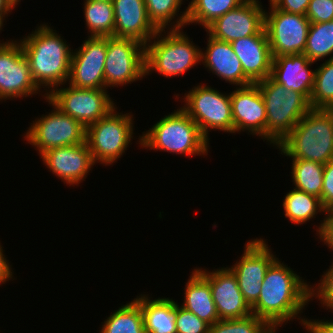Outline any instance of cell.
I'll list each match as a JSON object with an SVG mask.
<instances>
[{
    "label": "cell",
    "instance_id": "1",
    "mask_svg": "<svg viewBox=\"0 0 333 333\" xmlns=\"http://www.w3.org/2000/svg\"><path fill=\"white\" fill-rule=\"evenodd\" d=\"M306 282L277 258L265 274L259 298L251 306L252 314L276 332L294 318L304 326L306 319L300 314L311 301V285Z\"/></svg>",
    "mask_w": 333,
    "mask_h": 333
},
{
    "label": "cell",
    "instance_id": "2",
    "mask_svg": "<svg viewBox=\"0 0 333 333\" xmlns=\"http://www.w3.org/2000/svg\"><path fill=\"white\" fill-rule=\"evenodd\" d=\"M61 37L45 23L38 25L35 31L19 41L34 82L40 89L45 90L42 96L44 98H47V94L54 88L66 84L69 79L73 49L71 50L70 44Z\"/></svg>",
    "mask_w": 333,
    "mask_h": 333
},
{
    "label": "cell",
    "instance_id": "3",
    "mask_svg": "<svg viewBox=\"0 0 333 333\" xmlns=\"http://www.w3.org/2000/svg\"><path fill=\"white\" fill-rule=\"evenodd\" d=\"M277 147L291 159L325 165L333 158L332 110L311 108Z\"/></svg>",
    "mask_w": 333,
    "mask_h": 333
},
{
    "label": "cell",
    "instance_id": "4",
    "mask_svg": "<svg viewBox=\"0 0 333 333\" xmlns=\"http://www.w3.org/2000/svg\"><path fill=\"white\" fill-rule=\"evenodd\" d=\"M138 142L142 148L184 154L187 157L207 155L210 146L198 125L182 108L161 118L139 136Z\"/></svg>",
    "mask_w": 333,
    "mask_h": 333
},
{
    "label": "cell",
    "instance_id": "5",
    "mask_svg": "<svg viewBox=\"0 0 333 333\" xmlns=\"http://www.w3.org/2000/svg\"><path fill=\"white\" fill-rule=\"evenodd\" d=\"M201 51L182 28L159 30L145 45V75L152 71L167 78L183 75L201 63Z\"/></svg>",
    "mask_w": 333,
    "mask_h": 333
},
{
    "label": "cell",
    "instance_id": "6",
    "mask_svg": "<svg viewBox=\"0 0 333 333\" xmlns=\"http://www.w3.org/2000/svg\"><path fill=\"white\" fill-rule=\"evenodd\" d=\"M255 84L266 108V140L277 148L311 109L309 100L298 91L285 89L270 77Z\"/></svg>",
    "mask_w": 333,
    "mask_h": 333
},
{
    "label": "cell",
    "instance_id": "7",
    "mask_svg": "<svg viewBox=\"0 0 333 333\" xmlns=\"http://www.w3.org/2000/svg\"><path fill=\"white\" fill-rule=\"evenodd\" d=\"M113 108L100 120L86 127L85 141L95 163L113 165L123 156L134 134L133 115Z\"/></svg>",
    "mask_w": 333,
    "mask_h": 333
},
{
    "label": "cell",
    "instance_id": "8",
    "mask_svg": "<svg viewBox=\"0 0 333 333\" xmlns=\"http://www.w3.org/2000/svg\"><path fill=\"white\" fill-rule=\"evenodd\" d=\"M183 99L185 104L181 108L193 119L208 140L210 129L233 134L230 93L224 94L201 83L185 93Z\"/></svg>",
    "mask_w": 333,
    "mask_h": 333
},
{
    "label": "cell",
    "instance_id": "9",
    "mask_svg": "<svg viewBox=\"0 0 333 333\" xmlns=\"http://www.w3.org/2000/svg\"><path fill=\"white\" fill-rule=\"evenodd\" d=\"M45 100L54 109L35 119L24 135L26 141L37 148L39 155L51 148L85 142L86 128L70 115L62 113L47 98Z\"/></svg>",
    "mask_w": 333,
    "mask_h": 333
},
{
    "label": "cell",
    "instance_id": "10",
    "mask_svg": "<svg viewBox=\"0 0 333 333\" xmlns=\"http://www.w3.org/2000/svg\"><path fill=\"white\" fill-rule=\"evenodd\" d=\"M105 89L142 80L145 75V45L131 38L107 37L104 65Z\"/></svg>",
    "mask_w": 333,
    "mask_h": 333
},
{
    "label": "cell",
    "instance_id": "11",
    "mask_svg": "<svg viewBox=\"0 0 333 333\" xmlns=\"http://www.w3.org/2000/svg\"><path fill=\"white\" fill-rule=\"evenodd\" d=\"M107 89H85L69 85L65 88L56 87L47 99L62 113L70 115L85 128L107 115L115 103Z\"/></svg>",
    "mask_w": 333,
    "mask_h": 333
},
{
    "label": "cell",
    "instance_id": "12",
    "mask_svg": "<svg viewBox=\"0 0 333 333\" xmlns=\"http://www.w3.org/2000/svg\"><path fill=\"white\" fill-rule=\"evenodd\" d=\"M269 11L264 14V29L272 56L303 53L310 26L308 18L284 12L273 4H270Z\"/></svg>",
    "mask_w": 333,
    "mask_h": 333
},
{
    "label": "cell",
    "instance_id": "13",
    "mask_svg": "<svg viewBox=\"0 0 333 333\" xmlns=\"http://www.w3.org/2000/svg\"><path fill=\"white\" fill-rule=\"evenodd\" d=\"M39 91V92H38ZM40 93L18 40L0 43V101ZM6 99V100H5Z\"/></svg>",
    "mask_w": 333,
    "mask_h": 333
},
{
    "label": "cell",
    "instance_id": "14",
    "mask_svg": "<svg viewBox=\"0 0 333 333\" xmlns=\"http://www.w3.org/2000/svg\"><path fill=\"white\" fill-rule=\"evenodd\" d=\"M268 246L262 238L251 239L245 244L239 261L228 267L236 276L239 289L250 307L258 300L265 274L277 259Z\"/></svg>",
    "mask_w": 333,
    "mask_h": 333
},
{
    "label": "cell",
    "instance_id": "15",
    "mask_svg": "<svg viewBox=\"0 0 333 333\" xmlns=\"http://www.w3.org/2000/svg\"><path fill=\"white\" fill-rule=\"evenodd\" d=\"M107 37H89L72 51L68 85L85 89H105L104 65Z\"/></svg>",
    "mask_w": 333,
    "mask_h": 333
},
{
    "label": "cell",
    "instance_id": "16",
    "mask_svg": "<svg viewBox=\"0 0 333 333\" xmlns=\"http://www.w3.org/2000/svg\"><path fill=\"white\" fill-rule=\"evenodd\" d=\"M264 14L265 9L259 0H245L237 8L217 18L205 31L217 40L231 43L259 34L264 29Z\"/></svg>",
    "mask_w": 333,
    "mask_h": 333
},
{
    "label": "cell",
    "instance_id": "17",
    "mask_svg": "<svg viewBox=\"0 0 333 333\" xmlns=\"http://www.w3.org/2000/svg\"><path fill=\"white\" fill-rule=\"evenodd\" d=\"M196 270L209 282L219 320L240 319L252 314L251 307L244 300L236 276L228 267L212 272Z\"/></svg>",
    "mask_w": 333,
    "mask_h": 333
},
{
    "label": "cell",
    "instance_id": "18",
    "mask_svg": "<svg viewBox=\"0 0 333 333\" xmlns=\"http://www.w3.org/2000/svg\"><path fill=\"white\" fill-rule=\"evenodd\" d=\"M40 156L49 171L69 186H77L81 181H85L95 164L86 141L72 146L51 148Z\"/></svg>",
    "mask_w": 333,
    "mask_h": 333
},
{
    "label": "cell",
    "instance_id": "19",
    "mask_svg": "<svg viewBox=\"0 0 333 333\" xmlns=\"http://www.w3.org/2000/svg\"><path fill=\"white\" fill-rule=\"evenodd\" d=\"M230 93L233 133L248 131L266 140V108L259 87H236Z\"/></svg>",
    "mask_w": 333,
    "mask_h": 333
},
{
    "label": "cell",
    "instance_id": "20",
    "mask_svg": "<svg viewBox=\"0 0 333 333\" xmlns=\"http://www.w3.org/2000/svg\"><path fill=\"white\" fill-rule=\"evenodd\" d=\"M231 47L241 62L245 76L253 84L270 77L273 56L265 29L259 34L232 41Z\"/></svg>",
    "mask_w": 333,
    "mask_h": 333
},
{
    "label": "cell",
    "instance_id": "21",
    "mask_svg": "<svg viewBox=\"0 0 333 333\" xmlns=\"http://www.w3.org/2000/svg\"><path fill=\"white\" fill-rule=\"evenodd\" d=\"M114 37L131 38L146 45L158 30L150 22L144 0H113Z\"/></svg>",
    "mask_w": 333,
    "mask_h": 333
},
{
    "label": "cell",
    "instance_id": "22",
    "mask_svg": "<svg viewBox=\"0 0 333 333\" xmlns=\"http://www.w3.org/2000/svg\"><path fill=\"white\" fill-rule=\"evenodd\" d=\"M311 62L304 53L273 57L270 78L285 89L302 93L311 98L316 70H310Z\"/></svg>",
    "mask_w": 333,
    "mask_h": 333
},
{
    "label": "cell",
    "instance_id": "23",
    "mask_svg": "<svg viewBox=\"0 0 333 333\" xmlns=\"http://www.w3.org/2000/svg\"><path fill=\"white\" fill-rule=\"evenodd\" d=\"M207 47L201 51V62L226 83L245 87L253 84L244 74L241 62L234 53L231 43L220 41L208 33Z\"/></svg>",
    "mask_w": 333,
    "mask_h": 333
},
{
    "label": "cell",
    "instance_id": "24",
    "mask_svg": "<svg viewBox=\"0 0 333 333\" xmlns=\"http://www.w3.org/2000/svg\"><path fill=\"white\" fill-rule=\"evenodd\" d=\"M185 285L184 301L181 305L210 326L219 320L209 282L194 268Z\"/></svg>",
    "mask_w": 333,
    "mask_h": 333
},
{
    "label": "cell",
    "instance_id": "25",
    "mask_svg": "<svg viewBox=\"0 0 333 333\" xmlns=\"http://www.w3.org/2000/svg\"><path fill=\"white\" fill-rule=\"evenodd\" d=\"M141 306L146 333H176L175 301L171 298L151 300L148 294L134 298Z\"/></svg>",
    "mask_w": 333,
    "mask_h": 333
},
{
    "label": "cell",
    "instance_id": "26",
    "mask_svg": "<svg viewBox=\"0 0 333 333\" xmlns=\"http://www.w3.org/2000/svg\"><path fill=\"white\" fill-rule=\"evenodd\" d=\"M282 206L285 218L296 225L311 221L310 219L315 218L317 214L325 210L320 198L296 188L287 192Z\"/></svg>",
    "mask_w": 333,
    "mask_h": 333
},
{
    "label": "cell",
    "instance_id": "27",
    "mask_svg": "<svg viewBox=\"0 0 333 333\" xmlns=\"http://www.w3.org/2000/svg\"><path fill=\"white\" fill-rule=\"evenodd\" d=\"M100 333H146L140 304L133 299L119 307L105 319Z\"/></svg>",
    "mask_w": 333,
    "mask_h": 333
},
{
    "label": "cell",
    "instance_id": "28",
    "mask_svg": "<svg viewBox=\"0 0 333 333\" xmlns=\"http://www.w3.org/2000/svg\"><path fill=\"white\" fill-rule=\"evenodd\" d=\"M150 22L159 30L181 29L187 20V8L179 14L183 0H144ZM179 14V15H178ZM181 15V16H180ZM177 17V18H175ZM173 19L175 20L172 21ZM172 24V25H171ZM174 24V25H173ZM171 28H170V27Z\"/></svg>",
    "mask_w": 333,
    "mask_h": 333
},
{
    "label": "cell",
    "instance_id": "29",
    "mask_svg": "<svg viewBox=\"0 0 333 333\" xmlns=\"http://www.w3.org/2000/svg\"><path fill=\"white\" fill-rule=\"evenodd\" d=\"M84 19L89 29V37L114 36L113 3L101 0L84 1Z\"/></svg>",
    "mask_w": 333,
    "mask_h": 333
},
{
    "label": "cell",
    "instance_id": "30",
    "mask_svg": "<svg viewBox=\"0 0 333 333\" xmlns=\"http://www.w3.org/2000/svg\"><path fill=\"white\" fill-rule=\"evenodd\" d=\"M245 0H191L187 7L186 25L199 24L207 28L217 18L237 8Z\"/></svg>",
    "mask_w": 333,
    "mask_h": 333
},
{
    "label": "cell",
    "instance_id": "31",
    "mask_svg": "<svg viewBox=\"0 0 333 333\" xmlns=\"http://www.w3.org/2000/svg\"><path fill=\"white\" fill-rule=\"evenodd\" d=\"M291 177L294 188L321 198L324 165L302 159H292Z\"/></svg>",
    "mask_w": 333,
    "mask_h": 333
},
{
    "label": "cell",
    "instance_id": "32",
    "mask_svg": "<svg viewBox=\"0 0 333 333\" xmlns=\"http://www.w3.org/2000/svg\"><path fill=\"white\" fill-rule=\"evenodd\" d=\"M311 62L333 59V20L323 23H310L307 43L303 52Z\"/></svg>",
    "mask_w": 333,
    "mask_h": 333
},
{
    "label": "cell",
    "instance_id": "33",
    "mask_svg": "<svg viewBox=\"0 0 333 333\" xmlns=\"http://www.w3.org/2000/svg\"><path fill=\"white\" fill-rule=\"evenodd\" d=\"M314 86L309 100L311 108L331 109L333 107V59H327L318 66Z\"/></svg>",
    "mask_w": 333,
    "mask_h": 333
},
{
    "label": "cell",
    "instance_id": "34",
    "mask_svg": "<svg viewBox=\"0 0 333 333\" xmlns=\"http://www.w3.org/2000/svg\"><path fill=\"white\" fill-rule=\"evenodd\" d=\"M275 331L254 314L240 319L218 320L209 333H274Z\"/></svg>",
    "mask_w": 333,
    "mask_h": 333
},
{
    "label": "cell",
    "instance_id": "35",
    "mask_svg": "<svg viewBox=\"0 0 333 333\" xmlns=\"http://www.w3.org/2000/svg\"><path fill=\"white\" fill-rule=\"evenodd\" d=\"M176 333H209L210 325L175 302Z\"/></svg>",
    "mask_w": 333,
    "mask_h": 333
},
{
    "label": "cell",
    "instance_id": "36",
    "mask_svg": "<svg viewBox=\"0 0 333 333\" xmlns=\"http://www.w3.org/2000/svg\"><path fill=\"white\" fill-rule=\"evenodd\" d=\"M321 277L318 285H311V300L318 298L323 308L333 311V262Z\"/></svg>",
    "mask_w": 333,
    "mask_h": 333
},
{
    "label": "cell",
    "instance_id": "37",
    "mask_svg": "<svg viewBox=\"0 0 333 333\" xmlns=\"http://www.w3.org/2000/svg\"><path fill=\"white\" fill-rule=\"evenodd\" d=\"M305 16L310 23L333 20V0H310Z\"/></svg>",
    "mask_w": 333,
    "mask_h": 333
},
{
    "label": "cell",
    "instance_id": "38",
    "mask_svg": "<svg viewBox=\"0 0 333 333\" xmlns=\"http://www.w3.org/2000/svg\"><path fill=\"white\" fill-rule=\"evenodd\" d=\"M320 201L324 209L333 208V158L324 165Z\"/></svg>",
    "mask_w": 333,
    "mask_h": 333
},
{
    "label": "cell",
    "instance_id": "39",
    "mask_svg": "<svg viewBox=\"0 0 333 333\" xmlns=\"http://www.w3.org/2000/svg\"><path fill=\"white\" fill-rule=\"evenodd\" d=\"M324 219L321 222V224L316 228L317 230V236H319V239L321 242L330 249L333 246V208L325 209Z\"/></svg>",
    "mask_w": 333,
    "mask_h": 333
},
{
    "label": "cell",
    "instance_id": "40",
    "mask_svg": "<svg viewBox=\"0 0 333 333\" xmlns=\"http://www.w3.org/2000/svg\"><path fill=\"white\" fill-rule=\"evenodd\" d=\"M310 0H275L272 4L287 13L306 14Z\"/></svg>",
    "mask_w": 333,
    "mask_h": 333
},
{
    "label": "cell",
    "instance_id": "41",
    "mask_svg": "<svg viewBox=\"0 0 333 333\" xmlns=\"http://www.w3.org/2000/svg\"><path fill=\"white\" fill-rule=\"evenodd\" d=\"M308 333H333V319L332 320H315L306 318L304 325Z\"/></svg>",
    "mask_w": 333,
    "mask_h": 333
},
{
    "label": "cell",
    "instance_id": "42",
    "mask_svg": "<svg viewBox=\"0 0 333 333\" xmlns=\"http://www.w3.org/2000/svg\"><path fill=\"white\" fill-rule=\"evenodd\" d=\"M3 247L0 243V284H5L7 281L13 279V270L12 266L9 263V260L6 259Z\"/></svg>",
    "mask_w": 333,
    "mask_h": 333
},
{
    "label": "cell",
    "instance_id": "43",
    "mask_svg": "<svg viewBox=\"0 0 333 333\" xmlns=\"http://www.w3.org/2000/svg\"><path fill=\"white\" fill-rule=\"evenodd\" d=\"M14 8L10 0H0V14H9Z\"/></svg>",
    "mask_w": 333,
    "mask_h": 333
},
{
    "label": "cell",
    "instance_id": "44",
    "mask_svg": "<svg viewBox=\"0 0 333 333\" xmlns=\"http://www.w3.org/2000/svg\"><path fill=\"white\" fill-rule=\"evenodd\" d=\"M8 14H0V31L3 29V23Z\"/></svg>",
    "mask_w": 333,
    "mask_h": 333
},
{
    "label": "cell",
    "instance_id": "45",
    "mask_svg": "<svg viewBox=\"0 0 333 333\" xmlns=\"http://www.w3.org/2000/svg\"><path fill=\"white\" fill-rule=\"evenodd\" d=\"M10 1L16 7V5H19L18 3H20L21 0H10Z\"/></svg>",
    "mask_w": 333,
    "mask_h": 333
},
{
    "label": "cell",
    "instance_id": "46",
    "mask_svg": "<svg viewBox=\"0 0 333 333\" xmlns=\"http://www.w3.org/2000/svg\"><path fill=\"white\" fill-rule=\"evenodd\" d=\"M101 1H108V2H113V0H101Z\"/></svg>",
    "mask_w": 333,
    "mask_h": 333
},
{
    "label": "cell",
    "instance_id": "47",
    "mask_svg": "<svg viewBox=\"0 0 333 333\" xmlns=\"http://www.w3.org/2000/svg\"><path fill=\"white\" fill-rule=\"evenodd\" d=\"M275 0H269L270 4H272Z\"/></svg>",
    "mask_w": 333,
    "mask_h": 333
}]
</instances>
